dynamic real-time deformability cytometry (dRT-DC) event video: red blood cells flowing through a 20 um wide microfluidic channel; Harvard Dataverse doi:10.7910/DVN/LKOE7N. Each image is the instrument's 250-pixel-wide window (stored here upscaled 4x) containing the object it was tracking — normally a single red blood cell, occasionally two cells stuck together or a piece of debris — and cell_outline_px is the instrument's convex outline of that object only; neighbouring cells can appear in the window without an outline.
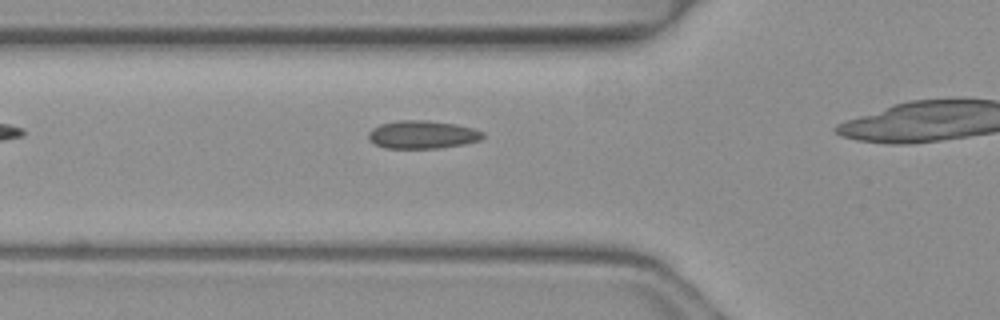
{"species": "common noctule bat (a hibernating species)", "species_latin": "Nyctalus noctula", "temperature_condition": "warm", "stored_images_in_passage": 3, "camera_frame_rate_fps": 3000, "um_per_image_px": 0.085, "animal": {"sex": "female", "body_mass_g": 19.3, "forearm_length_mm": 54.1}, "frame": {"image": 1, "passage_image": 3, "time_ms": 0.667, "image_size_px": [1000, 320], "cell_outline_px": [[484, 136], [480, 140], [464, 144], [440, 148], [384, 148], [376, 144], [368, 136], [368, 132], [372, 128], [380, 124], [400, 120], [428, 120], [456, 124], [472, 128], [484, 132]], "centroid_in_image_um": [35.92, 11.44], "position_along_channel_um": 89.9, "area_um2": 18.67}}